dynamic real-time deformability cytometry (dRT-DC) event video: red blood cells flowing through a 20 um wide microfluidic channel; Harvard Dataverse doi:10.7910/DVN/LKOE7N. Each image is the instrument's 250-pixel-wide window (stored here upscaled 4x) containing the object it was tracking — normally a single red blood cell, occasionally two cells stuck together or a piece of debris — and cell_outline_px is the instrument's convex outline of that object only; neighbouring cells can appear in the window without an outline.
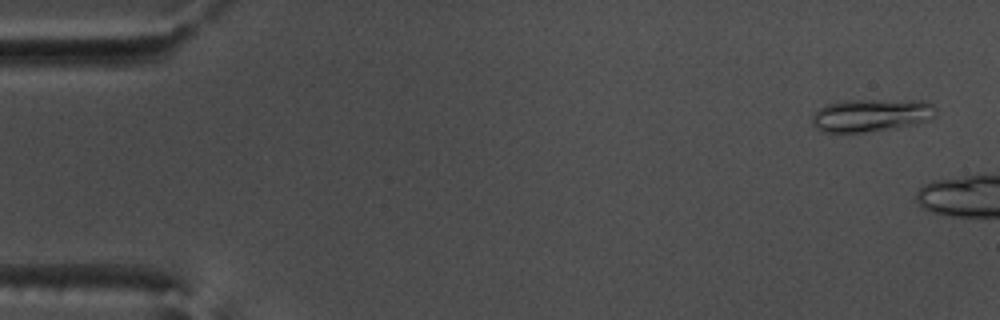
{"species": "common noctule bat (a hibernating species)", "species_latin": "Nyctalus noctula", "temperature_condition": "warm", "stored_images_in_passage": 8, "camera_frame_rate_fps": 3000, "um_per_image_px": 0.085, "animal": {"sex": "male", "body_mass_g": 17.5, "forearm_length_mm": 52.3}, "frame": {"image": 1, "passage_image": 3, "time_ms": 0.667, "image_size_px": [1000, 320], "cell_outline_px": [[936, 116], [928, 120], [916, 124], [896, 128], [864, 132], [824, 132], [816, 128], [812, 124], [812, 116], [820, 108], [828, 104], [848, 100], [920, 100], [932, 104], [936, 108]], "centroid_in_image_um": [74.09, 9.79], "position_along_channel_um": 10.9, "area_um2": 23.7}}